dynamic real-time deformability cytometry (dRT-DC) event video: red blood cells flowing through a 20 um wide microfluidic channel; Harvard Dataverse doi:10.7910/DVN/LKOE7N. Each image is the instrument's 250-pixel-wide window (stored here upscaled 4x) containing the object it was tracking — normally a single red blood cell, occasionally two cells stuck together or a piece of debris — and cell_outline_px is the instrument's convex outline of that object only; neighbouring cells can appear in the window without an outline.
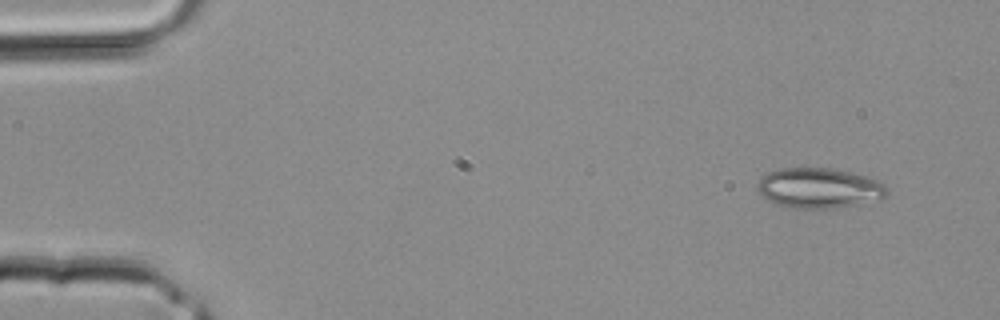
{"species": "common noctule bat (a hibernating species)", "species_latin": "Nyctalus noctula", "temperature_condition": "room temperature", "stored_images_in_passage": 2, "camera_frame_rate_fps": 3000, "um_per_image_px": 0.085, "animal": {"sex": "male", "body_mass_g": 20.4}, "frame": {"image": 1, "passage_image": 1, "time_ms": 0.0, "image_size_px": [1000, 320], "cell_outline_px": [[888, 192], [880, 200], [836, 208], [792, 208], [776, 204], [768, 200], [756, 188], [756, 184], [760, 176], [768, 172], [780, 168], [828, 168], [852, 172], [868, 176], [884, 184], [888, 188]], "centroid_in_image_um": [69.62, 15.98], "position_along_channel_um": 15.4, "area_um2": 30.58}}